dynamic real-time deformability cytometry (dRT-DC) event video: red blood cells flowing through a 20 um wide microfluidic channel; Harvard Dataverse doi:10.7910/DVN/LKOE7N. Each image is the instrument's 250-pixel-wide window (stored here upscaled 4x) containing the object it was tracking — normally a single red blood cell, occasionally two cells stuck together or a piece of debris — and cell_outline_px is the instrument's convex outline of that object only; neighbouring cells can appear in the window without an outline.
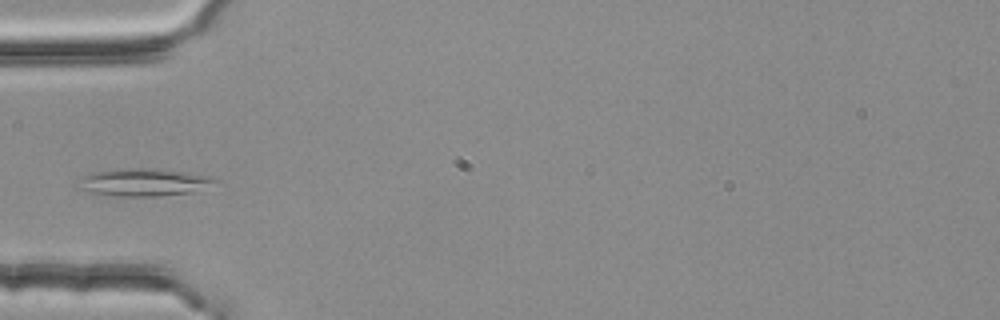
{"species": "common noctule bat (a hibernating species)", "species_latin": "Nyctalus noctula", "temperature_condition": "room temperature", "stored_images_in_passage": 3, "camera_frame_rate_fps": 3000, "um_per_image_px": 0.085, "animal": {"sex": "female", "body_mass_g": 25.1}, "frame": {"image": 1, "passage_image": 3, "time_ms": 0.667, "image_size_px": [1000, 320], "cell_outline_px": [[220, 180], [196, 192], [160, 196], [116, 196], [88, 192], [76, 188], [76, 184], [88, 172], [116, 168], [156, 168], [188, 172], [208, 176]], "centroid_in_image_um": [12.17, 15.48], "position_along_channel_um": 72.8, "area_um2": 22.48}}